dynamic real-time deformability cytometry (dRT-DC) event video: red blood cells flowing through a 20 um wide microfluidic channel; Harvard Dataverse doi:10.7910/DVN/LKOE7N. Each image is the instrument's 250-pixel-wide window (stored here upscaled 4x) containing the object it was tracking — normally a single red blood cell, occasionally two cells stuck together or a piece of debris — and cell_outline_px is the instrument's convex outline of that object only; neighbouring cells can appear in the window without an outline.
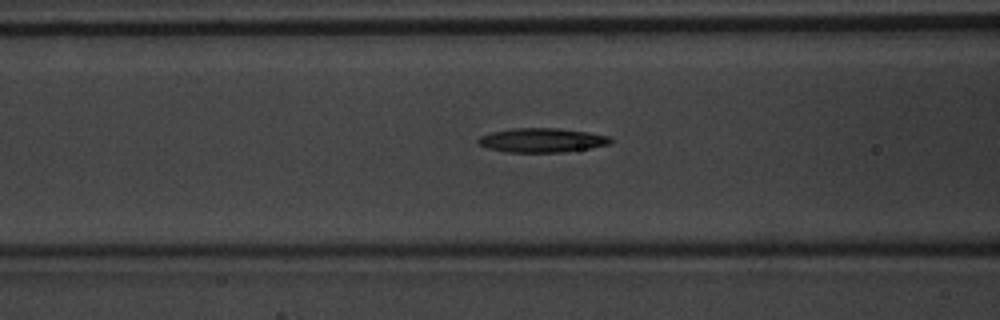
{"species": "common noctule bat (a hibernating species)", "species_latin": "Nyctalus noctula", "temperature_condition": "warm", "stored_images_in_passage": 46, "camera_frame_rate_fps": 3000, "um_per_image_px": 0.085, "animal": {"sex": "male", "body_mass_g": 20.1, "forearm_length_mm": 53.5}, "frame": {"image": 1, "passage_image": 20, "time_ms": 6.333, "image_size_px": [1000, 320], "cell_outline_px": [[612, 140], [608, 144], [592, 148], [564, 152], [504, 152], [488, 148], [480, 144], [476, 140], [480, 136], [492, 132], [512, 128], [556, 128], [588, 132], [608, 136]], "centroid_in_image_um": [46.05, 11.92], "position_along_channel_um": 120.6, "area_um2": 18.61}}
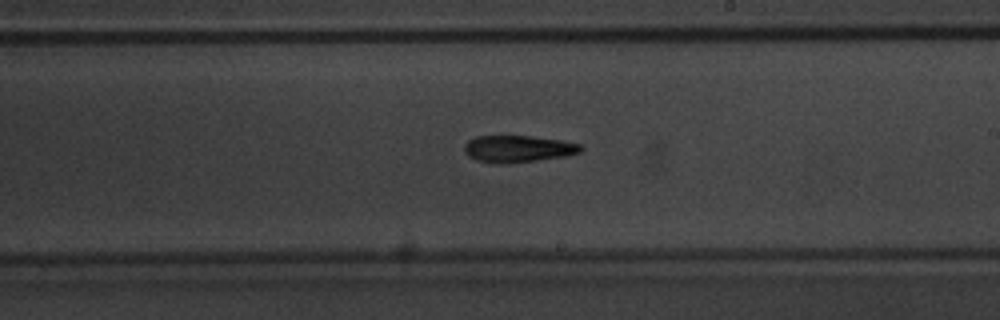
{"frame": {"image": 2, "passage_image": 29, "time_ms": 9.333, "image_size_px": [1000, 320], "cell_outline_px": [[584, 148], [580, 152], [564, 156], [508, 164], [492, 164], [476, 160], [468, 156], [464, 152], [464, 144], [468, 140], [476, 136], [532, 136], [560, 140], [584, 144]], "centroid_in_image_um": [44.01, 12.65], "position_along_channel_um": 245.0, "area_um2": 18.5}}
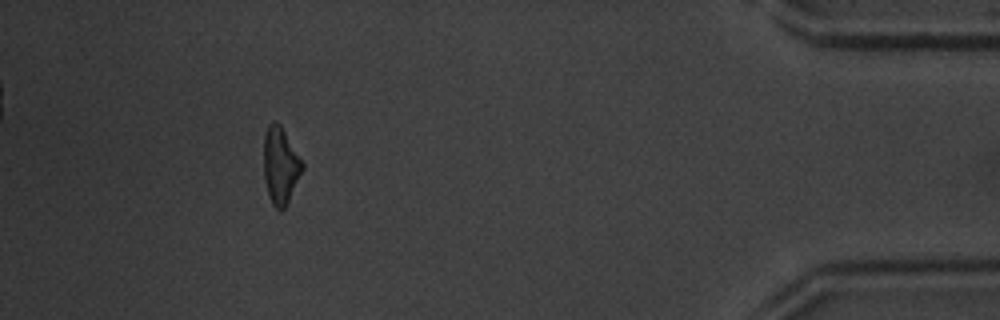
{"frame": {"image": 3, "passage_image": 45, "time_ms": 14.667, "image_size_px": [1000, 320], "cell_outline_px": [[304, 168], [284, 208], [280, 212], [272, 204], [264, 180], [264, 136], [268, 124], [272, 120], [276, 120], [280, 124], [304, 164]], "centroid_in_image_um": [23.83, 14.04], "position_along_channel_um": 411.4, "area_um2": 17.11}}